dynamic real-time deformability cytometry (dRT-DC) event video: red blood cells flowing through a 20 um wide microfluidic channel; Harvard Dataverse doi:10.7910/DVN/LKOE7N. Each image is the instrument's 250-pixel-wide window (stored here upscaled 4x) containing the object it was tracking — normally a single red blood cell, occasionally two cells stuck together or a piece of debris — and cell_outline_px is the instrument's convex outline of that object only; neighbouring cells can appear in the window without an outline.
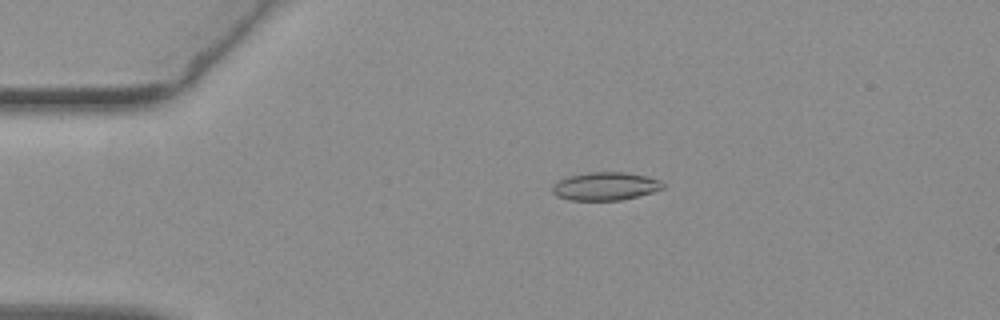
{"species": "common noctule bat (a hibernating species)", "species_latin": "Nyctalus noctula", "temperature_condition": "warm", "stored_images_in_passage": 55, "camera_frame_rate_fps": 3000, "um_per_image_px": 0.085, "animal": {"sex": "female", "body_mass_g": 19.3, "forearm_length_mm": 54.1}, "frame": {"image": 1, "passage_image": 12, "time_ms": 3.667, "image_size_px": [1000, 320], "cell_outline_px": [[664, 188], [652, 192], [620, 200], [568, 200], [556, 196], [552, 192], [552, 188], [560, 180], [568, 176], [588, 172], [624, 172], [648, 176], [660, 180], [664, 184]], "centroid_in_image_um": [51.46, 15.82], "position_along_channel_um": 33.5, "area_um2": 18.03}}
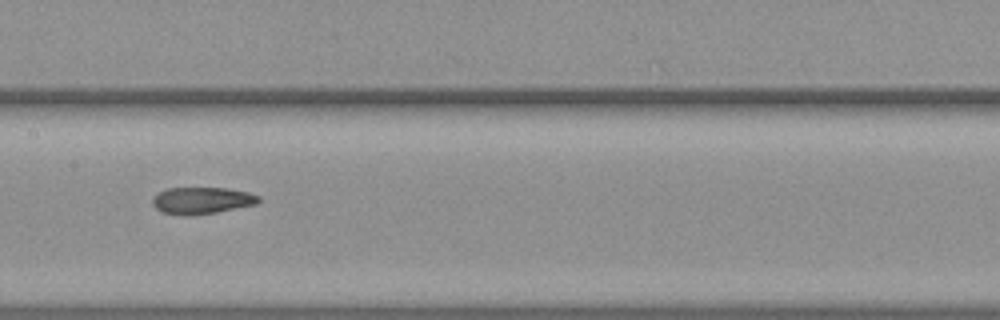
{"frame": {"image": 2, "passage_image": 28, "time_ms": 9.0, "image_size_px": [1000, 320], "cell_outline_px": [[260, 200], [256, 204], [216, 212], [192, 216], [184, 216], [160, 212], [152, 204], [152, 200], [160, 192], [168, 188], [228, 188], [248, 192], [260, 196]], "centroid_in_image_um": [17.15, 17.05], "position_along_channel_um": 190.2, "area_um2": 16.59}}
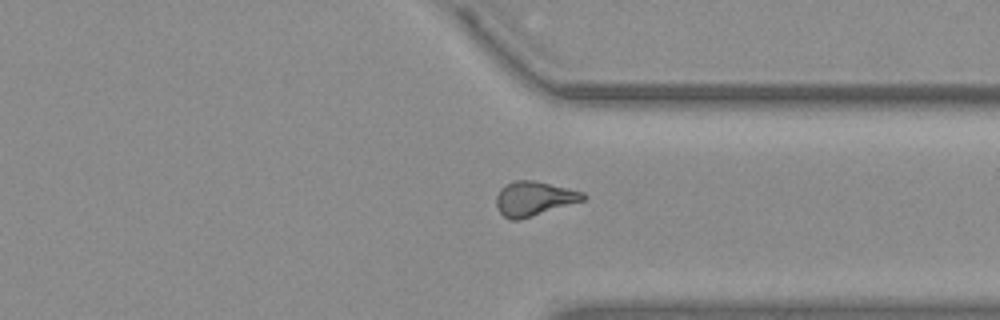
{"frame": {"image": 3, "passage_image": 42, "time_ms": 13.667, "image_size_px": [1000, 320], "cell_outline_px": [[588, 196], [584, 200], [520, 220], [512, 220], [504, 216], [496, 208], [496, 196], [500, 188], [516, 180], [536, 180], [584, 192]], "centroid_in_image_um": [45.39, 16.88], "position_along_channel_um": 366.0, "area_um2": 17.46}, "authors_computed_cell_mechanics": {"area_um2": 17.1666, "velocity_mm_per_s": 3.782, "shape_relaxation_time_tau1_ms": null, "shape_relaxation_time_tau2_ms": 7.8042, "deformation_change_tau1": null, "deformation_change_tau2": 0.1878}}